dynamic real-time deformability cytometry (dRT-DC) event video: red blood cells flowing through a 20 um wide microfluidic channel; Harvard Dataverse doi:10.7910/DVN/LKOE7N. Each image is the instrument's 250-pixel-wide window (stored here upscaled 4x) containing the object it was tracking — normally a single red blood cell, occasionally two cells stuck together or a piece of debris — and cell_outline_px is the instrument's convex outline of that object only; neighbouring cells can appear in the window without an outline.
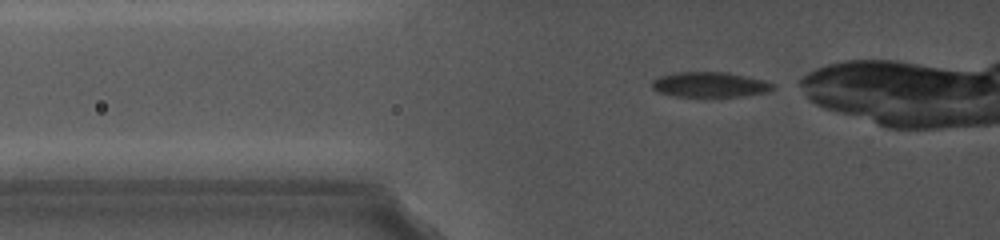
{"species": "common noctule bat (a hibernating species)", "species_latin": "Nyctalus noctula", "temperature_condition": "cold", "stored_images_in_passage": 58, "camera_frame_rate_fps": 5000, "um_per_image_px": 0.085, "animal": {"sex": "female", "body_mass_g": 19.0, "forearm_length_mm": 56.7}, "frame": {"image": 1, "passage_image": 3, "time_ms": 0.2, "image_size_px": [1000, 240], "cell_outline_px": [[776, 88], [764, 92], [736, 96], [680, 96], [660, 92], [652, 88], [652, 80], [660, 76], [680, 72], [728, 72], [764, 80], [772, 84]], "centroid_in_image_um": [60.33, 7.17], "position_along_channel_um": 65.5, "area_um2": 17.28}}
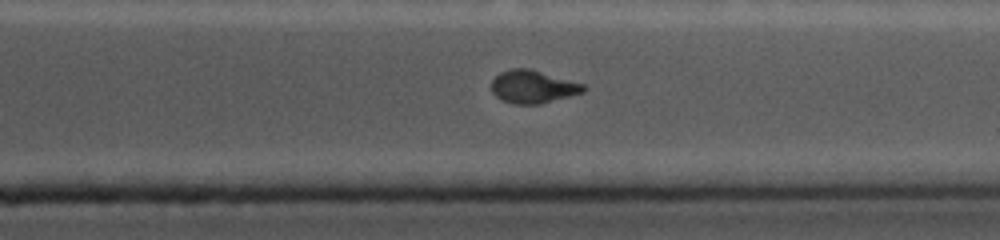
{"frame": {"image": 2, "passage_image": 51, "time_ms": 8.6, "image_size_px": [1000, 240], "cell_outline_px": [[584, 92], [540, 104], [512, 104], [500, 100], [492, 92], [492, 80], [500, 72], [512, 68], [528, 68], [584, 84]], "centroid_in_image_um": [45.26, 7.38], "position_along_channel_um": 366.1, "area_um2": 17.51}}
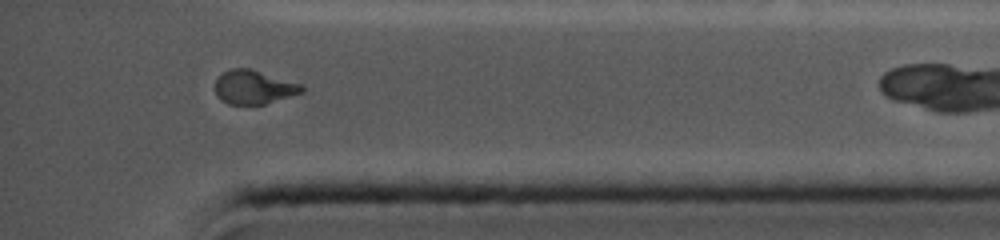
{"frame": {"image": 3, "passage_image": 56, "time_ms": 9.8, "image_size_px": [1000, 240], "cell_outline_px": [[304, 92], [264, 104], [228, 104], [220, 100], [216, 96], [216, 80], [224, 72], [232, 68], [252, 68], [300, 84], [304, 88]], "centroid_in_image_um": [21.56, 7.41], "position_along_channel_um": 413.6, "area_um2": 16.99}}